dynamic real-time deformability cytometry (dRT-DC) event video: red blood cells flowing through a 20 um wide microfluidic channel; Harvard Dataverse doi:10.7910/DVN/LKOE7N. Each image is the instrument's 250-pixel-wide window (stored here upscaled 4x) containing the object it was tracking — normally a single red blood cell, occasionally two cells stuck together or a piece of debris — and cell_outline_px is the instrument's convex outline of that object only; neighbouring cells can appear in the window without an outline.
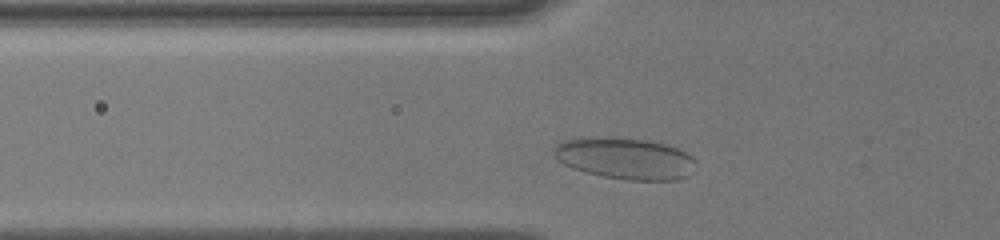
{"species": "human", "species_latin": "Homo sapiens", "temperature_condition": "cold", "stored_images_in_passage": 26, "camera_frame_rate_fps": 3000, "um_per_image_px": 0.085, "donor": {"sex": "male"}, "frame": {"image": 1, "passage_image": 5, "time_ms": 1.333, "image_size_px": [1000, 240], "cell_outline_px": [[696, 172], [688, 176], [676, 180], [628, 180], [604, 176], [584, 172], [572, 168], [556, 160], [552, 152], [552, 148], [556, 144], [564, 140], [588, 136], [612, 136], [648, 140], [668, 144], [692, 156], [696, 160]], "centroid_in_image_um": [53.13, 13.45], "position_along_channel_um": 72.7, "area_um2": 35.2}}
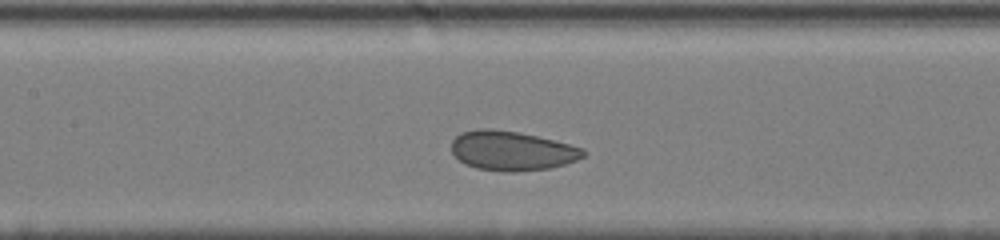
{"frame": {"image": 2, "passage_image": 11, "time_ms": 3.667, "image_size_px": [1000, 240], "cell_outline_px": [[588, 152], [584, 156], [576, 160], [564, 164], [548, 168], [516, 172], [504, 172], [476, 168], [464, 164], [452, 152], [452, 140], [460, 132], [476, 128], [488, 128], [520, 132], [584, 148]], "centroid_in_image_um": [43.49, 12.81], "position_along_channel_um": 163.9, "area_um2": 30.4}}
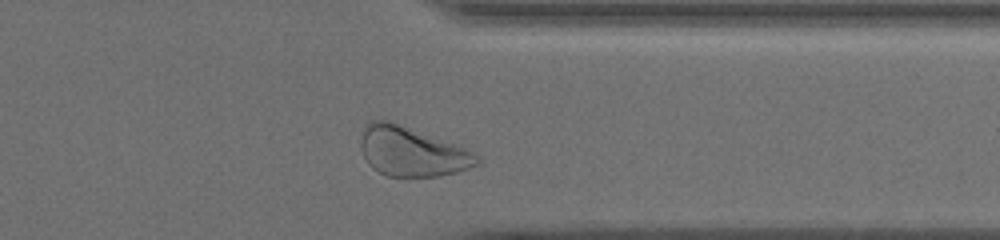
{"frame": {"image": 3, "passage_image": 24, "time_ms": 9.0, "image_size_px": [1000, 240], "cell_outline_px": [[480, 164], [456, 172], [440, 176], [404, 180], [384, 176], [372, 168], [368, 164], [364, 156], [360, 144], [364, 124], [372, 120], [388, 120], [464, 148], [472, 152], [480, 160]], "centroid_in_image_um": [34.95, 12.95], "position_along_channel_um": 376.5, "area_um2": 33.87}, "authors_computed_cell_mechanics": {"area_um2": 30.5762, "velocity_mm_per_s": 3.9909, "shape_relaxation_time_tau1_ms": 2.9009, "shape_relaxation_time_tau2_ms": 2.4091, "deformation_change_tau1": 0.0564, "deformation_change_tau2": 0.074}}